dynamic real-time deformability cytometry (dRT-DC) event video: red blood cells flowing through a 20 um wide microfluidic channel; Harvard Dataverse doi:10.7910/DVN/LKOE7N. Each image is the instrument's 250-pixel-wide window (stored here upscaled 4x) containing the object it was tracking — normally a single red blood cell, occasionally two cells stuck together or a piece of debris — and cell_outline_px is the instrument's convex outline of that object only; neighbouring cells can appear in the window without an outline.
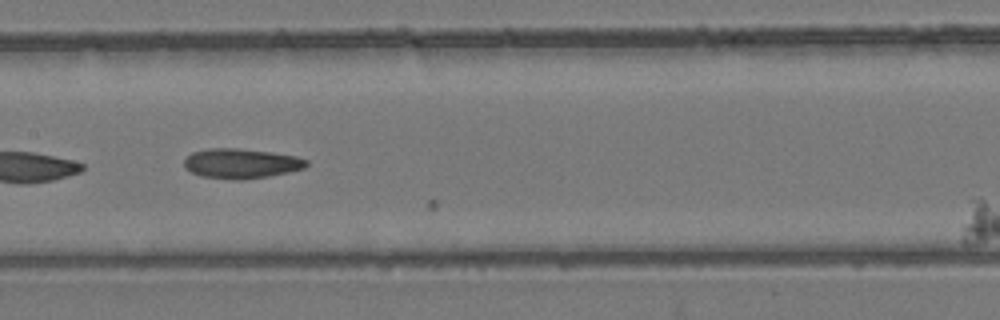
{"species": "common noctule bat (a hibernating species)", "species_latin": "Nyctalus noctula", "temperature_condition": "room temperature", "stored_images_in_passage": 16, "camera_frame_rate_fps": 3000, "um_per_image_px": 0.085, "animal": {"sex": "female", "body_mass_g": 24.6, "forearm_length_mm": 56.2}, "frame": {"image": 1, "passage_image": 15, "time_ms": 4.667, "image_size_px": [1000, 320], "cell_outline_px": [[308, 164], [304, 168], [288, 172], [268, 176], [244, 180], [236, 180], [200, 176], [192, 172], [184, 164], [184, 160], [192, 152], [208, 148], [236, 148], [268, 152], [296, 156], [308, 160]], "centroid_in_image_um": [20.5, 13.9], "position_along_channel_um": 186.9, "area_um2": 21.1}}